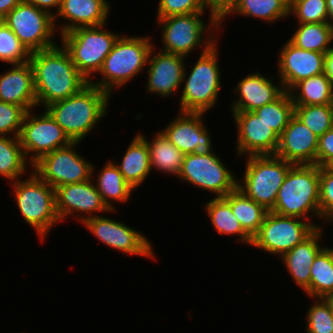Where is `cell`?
I'll list each match as a JSON object with an SVG mask.
<instances>
[{
    "label": "cell",
    "mask_w": 333,
    "mask_h": 333,
    "mask_svg": "<svg viewBox=\"0 0 333 333\" xmlns=\"http://www.w3.org/2000/svg\"><path fill=\"white\" fill-rule=\"evenodd\" d=\"M236 125V156L275 155L279 135L253 111H231Z\"/></svg>",
    "instance_id": "18"
},
{
    "label": "cell",
    "mask_w": 333,
    "mask_h": 333,
    "mask_svg": "<svg viewBox=\"0 0 333 333\" xmlns=\"http://www.w3.org/2000/svg\"><path fill=\"white\" fill-rule=\"evenodd\" d=\"M23 2H27L35 5L37 8L48 12L52 17H54L61 5V0H22ZM56 12H53V11Z\"/></svg>",
    "instance_id": "46"
},
{
    "label": "cell",
    "mask_w": 333,
    "mask_h": 333,
    "mask_svg": "<svg viewBox=\"0 0 333 333\" xmlns=\"http://www.w3.org/2000/svg\"><path fill=\"white\" fill-rule=\"evenodd\" d=\"M222 161L215 151L206 155L185 154L177 179L209 191L214 198H223L237 188L238 178Z\"/></svg>",
    "instance_id": "10"
},
{
    "label": "cell",
    "mask_w": 333,
    "mask_h": 333,
    "mask_svg": "<svg viewBox=\"0 0 333 333\" xmlns=\"http://www.w3.org/2000/svg\"><path fill=\"white\" fill-rule=\"evenodd\" d=\"M333 292V247L324 246L310 267V298H324Z\"/></svg>",
    "instance_id": "35"
},
{
    "label": "cell",
    "mask_w": 333,
    "mask_h": 333,
    "mask_svg": "<svg viewBox=\"0 0 333 333\" xmlns=\"http://www.w3.org/2000/svg\"><path fill=\"white\" fill-rule=\"evenodd\" d=\"M319 206L321 213L320 224L333 223V172L320 167V198Z\"/></svg>",
    "instance_id": "43"
},
{
    "label": "cell",
    "mask_w": 333,
    "mask_h": 333,
    "mask_svg": "<svg viewBox=\"0 0 333 333\" xmlns=\"http://www.w3.org/2000/svg\"><path fill=\"white\" fill-rule=\"evenodd\" d=\"M81 224L99 241L115 251L157 260L152 242L146 235L119 220L101 215L89 218Z\"/></svg>",
    "instance_id": "15"
},
{
    "label": "cell",
    "mask_w": 333,
    "mask_h": 333,
    "mask_svg": "<svg viewBox=\"0 0 333 333\" xmlns=\"http://www.w3.org/2000/svg\"><path fill=\"white\" fill-rule=\"evenodd\" d=\"M278 76L285 91H290L298 82L324 73L325 54L296 47L289 40L279 51Z\"/></svg>",
    "instance_id": "20"
},
{
    "label": "cell",
    "mask_w": 333,
    "mask_h": 333,
    "mask_svg": "<svg viewBox=\"0 0 333 333\" xmlns=\"http://www.w3.org/2000/svg\"><path fill=\"white\" fill-rule=\"evenodd\" d=\"M317 228L309 221L268 211L251 246L281 257L308 238Z\"/></svg>",
    "instance_id": "12"
},
{
    "label": "cell",
    "mask_w": 333,
    "mask_h": 333,
    "mask_svg": "<svg viewBox=\"0 0 333 333\" xmlns=\"http://www.w3.org/2000/svg\"><path fill=\"white\" fill-rule=\"evenodd\" d=\"M329 24L333 27V0H326Z\"/></svg>",
    "instance_id": "49"
},
{
    "label": "cell",
    "mask_w": 333,
    "mask_h": 333,
    "mask_svg": "<svg viewBox=\"0 0 333 333\" xmlns=\"http://www.w3.org/2000/svg\"><path fill=\"white\" fill-rule=\"evenodd\" d=\"M32 109L23 117L19 140L31 166L44 155L69 145L72 141L44 109L40 114Z\"/></svg>",
    "instance_id": "14"
},
{
    "label": "cell",
    "mask_w": 333,
    "mask_h": 333,
    "mask_svg": "<svg viewBox=\"0 0 333 333\" xmlns=\"http://www.w3.org/2000/svg\"><path fill=\"white\" fill-rule=\"evenodd\" d=\"M30 52L13 31L2 21L0 23V61L7 64L29 62Z\"/></svg>",
    "instance_id": "38"
},
{
    "label": "cell",
    "mask_w": 333,
    "mask_h": 333,
    "mask_svg": "<svg viewBox=\"0 0 333 333\" xmlns=\"http://www.w3.org/2000/svg\"><path fill=\"white\" fill-rule=\"evenodd\" d=\"M324 74L333 85V46L325 53Z\"/></svg>",
    "instance_id": "47"
},
{
    "label": "cell",
    "mask_w": 333,
    "mask_h": 333,
    "mask_svg": "<svg viewBox=\"0 0 333 333\" xmlns=\"http://www.w3.org/2000/svg\"><path fill=\"white\" fill-rule=\"evenodd\" d=\"M155 47L157 45L150 51L147 63L148 80L145 88L151 95L168 98L174 95L183 83L187 57L160 50L157 52Z\"/></svg>",
    "instance_id": "19"
},
{
    "label": "cell",
    "mask_w": 333,
    "mask_h": 333,
    "mask_svg": "<svg viewBox=\"0 0 333 333\" xmlns=\"http://www.w3.org/2000/svg\"><path fill=\"white\" fill-rule=\"evenodd\" d=\"M99 170L96 172L94 164L92 165V179L106 206L110 210H116L114 203L124 204L128 202L135 189L124 180L123 175L111 159Z\"/></svg>",
    "instance_id": "27"
},
{
    "label": "cell",
    "mask_w": 333,
    "mask_h": 333,
    "mask_svg": "<svg viewBox=\"0 0 333 333\" xmlns=\"http://www.w3.org/2000/svg\"><path fill=\"white\" fill-rule=\"evenodd\" d=\"M164 129L163 135L184 155L213 153L212 136L204 123V112H178Z\"/></svg>",
    "instance_id": "17"
},
{
    "label": "cell",
    "mask_w": 333,
    "mask_h": 333,
    "mask_svg": "<svg viewBox=\"0 0 333 333\" xmlns=\"http://www.w3.org/2000/svg\"><path fill=\"white\" fill-rule=\"evenodd\" d=\"M319 198L320 167L316 164L292 165L278 190L272 212L307 220L316 228L323 227L313 221V217L321 220Z\"/></svg>",
    "instance_id": "3"
},
{
    "label": "cell",
    "mask_w": 333,
    "mask_h": 333,
    "mask_svg": "<svg viewBox=\"0 0 333 333\" xmlns=\"http://www.w3.org/2000/svg\"><path fill=\"white\" fill-rule=\"evenodd\" d=\"M331 158H333V127L318 139L317 165L322 167Z\"/></svg>",
    "instance_id": "44"
},
{
    "label": "cell",
    "mask_w": 333,
    "mask_h": 333,
    "mask_svg": "<svg viewBox=\"0 0 333 333\" xmlns=\"http://www.w3.org/2000/svg\"><path fill=\"white\" fill-rule=\"evenodd\" d=\"M29 165V166H28ZM32 168L27 161L19 137L0 136V176L15 182Z\"/></svg>",
    "instance_id": "33"
},
{
    "label": "cell",
    "mask_w": 333,
    "mask_h": 333,
    "mask_svg": "<svg viewBox=\"0 0 333 333\" xmlns=\"http://www.w3.org/2000/svg\"><path fill=\"white\" fill-rule=\"evenodd\" d=\"M289 93L294 105L333 104V85L324 73L298 82Z\"/></svg>",
    "instance_id": "31"
},
{
    "label": "cell",
    "mask_w": 333,
    "mask_h": 333,
    "mask_svg": "<svg viewBox=\"0 0 333 333\" xmlns=\"http://www.w3.org/2000/svg\"><path fill=\"white\" fill-rule=\"evenodd\" d=\"M120 162L113 161L124 180L135 190L141 186L152 172L149 149L146 140L137 133L130 142Z\"/></svg>",
    "instance_id": "26"
},
{
    "label": "cell",
    "mask_w": 333,
    "mask_h": 333,
    "mask_svg": "<svg viewBox=\"0 0 333 333\" xmlns=\"http://www.w3.org/2000/svg\"><path fill=\"white\" fill-rule=\"evenodd\" d=\"M55 200L56 212L62 222L73 216L81 224L89 218L102 215L100 212L112 214L118 210H110L106 206L92 178L82 183L56 187Z\"/></svg>",
    "instance_id": "16"
},
{
    "label": "cell",
    "mask_w": 333,
    "mask_h": 333,
    "mask_svg": "<svg viewBox=\"0 0 333 333\" xmlns=\"http://www.w3.org/2000/svg\"><path fill=\"white\" fill-rule=\"evenodd\" d=\"M110 9L111 3L107 0H61L60 9L54 16L56 31L61 36L78 27L107 25ZM59 18L62 24L57 20ZM62 19L66 21L63 23Z\"/></svg>",
    "instance_id": "23"
},
{
    "label": "cell",
    "mask_w": 333,
    "mask_h": 333,
    "mask_svg": "<svg viewBox=\"0 0 333 333\" xmlns=\"http://www.w3.org/2000/svg\"><path fill=\"white\" fill-rule=\"evenodd\" d=\"M306 312V333H333V312L323 298H314Z\"/></svg>",
    "instance_id": "40"
},
{
    "label": "cell",
    "mask_w": 333,
    "mask_h": 333,
    "mask_svg": "<svg viewBox=\"0 0 333 333\" xmlns=\"http://www.w3.org/2000/svg\"><path fill=\"white\" fill-rule=\"evenodd\" d=\"M322 167L328 172H333V158L329 159Z\"/></svg>",
    "instance_id": "51"
},
{
    "label": "cell",
    "mask_w": 333,
    "mask_h": 333,
    "mask_svg": "<svg viewBox=\"0 0 333 333\" xmlns=\"http://www.w3.org/2000/svg\"><path fill=\"white\" fill-rule=\"evenodd\" d=\"M81 142L56 149L32 165V170L49 186L82 183L92 178V165L77 151Z\"/></svg>",
    "instance_id": "13"
},
{
    "label": "cell",
    "mask_w": 333,
    "mask_h": 333,
    "mask_svg": "<svg viewBox=\"0 0 333 333\" xmlns=\"http://www.w3.org/2000/svg\"><path fill=\"white\" fill-rule=\"evenodd\" d=\"M264 75L260 71H252L238 82L233 89L237 96L230 104L231 111H255L274 102L285 92L280 80L275 84L273 75L271 78Z\"/></svg>",
    "instance_id": "22"
},
{
    "label": "cell",
    "mask_w": 333,
    "mask_h": 333,
    "mask_svg": "<svg viewBox=\"0 0 333 333\" xmlns=\"http://www.w3.org/2000/svg\"><path fill=\"white\" fill-rule=\"evenodd\" d=\"M204 211L219 235H236L237 241L251 246L252 237L243 229L224 198H214L204 204Z\"/></svg>",
    "instance_id": "30"
},
{
    "label": "cell",
    "mask_w": 333,
    "mask_h": 333,
    "mask_svg": "<svg viewBox=\"0 0 333 333\" xmlns=\"http://www.w3.org/2000/svg\"><path fill=\"white\" fill-rule=\"evenodd\" d=\"M245 164L242 179H237V189L272 211L278 190L293 164L276 155L247 156Z\"/></svg>",
    "instance_id": "9"
},
{
    "label": "cell",
    "mask_w": 333,
    "mask_h": 333,
    "mask_svg": "<svg viewBox=\"0 0 333 333\" xmlns=\"http://www.w3.org/2000/svg\"><path fill=\"white\" fill-rule=\"evenodd\" d=\"M289 15L297 23L329 22L326 0H290Z\"/></svg>",
    "instance_id": "39"
},
{
    "label": "cell",
    "mask_w": 333,
    "mask_h": 333,
    "mask_svg": "<svg viewBox=\"0 0 333 333\" xmlns=\"http://www.w3.org/2000/svg\"><path fill=\"white\" fill-rule=\"evenodd\" d=\"M27 178L9 183L18 212L25 223L34 228L40 241L48 237L55 224L61 223L56 212L55 189L44 182L33 170Z\"/></svg>",
    "instance_id": "7"
},
{
    "label": "cell",
    "mask_w": 333,
    "mask_h": 333,
    "mask_svg": "<svg viewBox=\"0 0 333 333\" xmlns=\"http://www.w3.org/2000/svg\"><path fill=\"white\" fill-rule=\"evenodd\" d=\"M290 0H237L230 10L220 19L222 24L230 14H239L245 17L265 21L267 24L276 23L289 17Z\"/></svg>",
    "instance_id": "28"
},
{
    "label": "cell",
    "mask_w": 333,
    "mask_h": 333,
    "mask_svg": "<svg viewBox=\"0 0 333 333\" xmlns=\"http://www.w3.org/2000/svg\"><path fill=\"white\" fill-rule=\"evenodd\" d=\"M106 30V25L78 27L60 36L79 73L90 82L96 77L107 55L121 36ZM94 76V77H93Z\"/></svg>",
    "instance_id": "8"
},
{
    "label": "cell",
    "mask_w": 333,
    "mask_h": 333,
    "mask_svg": "<svg viewBox=\"0 0 333 333\" xmlns=\"http://www.w3.org/2000/svg\"><path fill=\"white\" fill-rule=\"evenodd\" d=\"M156 18H165L182 14L206 13L201 0H159Z\"/></svg>",
    "instance_id": "42"
},
{
    "label": "cell",
    "mask_w": 333,
    "mask_h": 333,
    "mask_svg": "<svg viewBox=\"0 0 333 333\" xmlns=\"http://www.w3.org/2000/svg\"><path fill=\"white\" fill-rule=\"evenodd\" d=\"M318 139L319 137L293 115L279 136L275 155L293 165H317Z\"/></svg>",
    "instance_id": "21"
},
{
    "label": "cell",
    "mask_w": 333,
    "mask_h": 333,
    "mask_svg": "<svg viewBox=\"0 0 333 333\" xmlns=\"http://www.w3.org/2000/svg\"><path fill=\"white\" fill-rule=\"evenodd\" d=\"M204 14H182L156 19V24L161 26L162 31L163 47L160 51L187 58L199 47L202 49L201 53L208 51L218 41L220 20L215 15L209 14V21L206 24L202 18Z\"/></svg>",
    "instance_id": "5"
},
{
    "label": "cell",
    "mask_w": 333,
    "mask_h": 333,
    "mask_svg": "<svg viewBox=\"0 0 333 333\" xmlns=\"http://www.w3.org/2000/svg\"><path fill=\"white\" fill-rule=\"evenodd\" d=\"M323 299L329 305V307L331 308V310L333 312V292H330L329 294H327Z\"/></svg>",
    "instance_id": "50"
},
{
    "label": "cell",
    "mask_w": 333,
    "mask_h": 333,
    "mask_svg": "<svg viewBox=\"0 0 333 333\" xmlns=\"http://www.w3.org/2000/svg\"><path fill=\"white\" fill-rule=\"evenodd\" d=\"M294 115L317 137L333 127V104L294 105Z\"/></svg>",
    "instance_id": "37"
},
{
    "label": "cell",
    "mask_w": 333,
    "mask_h": 333,
    "mask_svg": "<svg viewBox=\"0 0 333 333\" xmlns=\"http://www.w3.org/2000/svg\"><path fill=\"white\" fill-rule=\"evenodd\" d=\"M25 113L19 105L0 101V136L19 137Z\"/></svg>",
    "instance_id": "41"
},
{
    "label": "cell",
    "mask_w": 333,
    "mask_h": 333,
    "mask_svg": "<svg viewBox=\"0 0 333 333\" xmlns=\"http://www.w3.org/2000/svg\"><path fill=\"white\" fill-rule=\"evenodd\" d=\"M22 0H0V19H3Z\"/></svg>",
    "instance_id": "48"
},
{
    "label": "cell",
    "mask_w": 333,
    "mask_h": 333,
    "mask_svg": "<svg viewBox=\"0 0 333 333\" xmlns=\"http://www.w3.org/2000/svg\"><path fill=\"white\" fill-rule=\"evenodd\" d=\"M0 76V101L21 106L26 112L37 108L34 72L30 62L13 64Z\"/></svg>",
    "instance_id": "24"
},
{
    "label": "cell",
    "mask_w": 333,
    "mask_h": 333,
    "mask_svg": "<svg viewBox=\"0 0 333 333\" xmlns=\"http://www.w3.org/2000/svg\"><path fill=\"white\" fill-rule=\"evenodd\" d=\"M110 97L107 91L89 83L77 94L54 102L45 109L72 142H82L107 115Z\"/></svg>",
    "instance_id": "2"
},
{
    "label": "cell",
    "mask_w": 333,
    "mask_h": 333,
    "mask_svg": "<svg viewBox=\"0 0 333 333\" xmlns=\"http://www.w3.org/2000/svg\"><path fill=\"white\" fill-rule=\"evenodd\" d=\"M324 227L317 228L308 238L297 244L280 258L285 264L286 271L290 274L298 287L310 298V267L318 252L324 247Z\"/></svg>",
    "instance_id": "25"
},
{
    "label": "cell",
    "mask_w": 333,
    "mask_h": 333,
    "mask_svg": "<svg viewBox=\"0 0 333 333\" xmlns=\"http://www.w3.org/2000/svg\"><path fill=\"white\" fill-rule=\"evenodd\" d=\"M218 47L217 42L205 53H200L189 73L185 67L179 111L205 113L217 105L222 89Z\"/></svg>",
    "instance_id": "6"
},
{
    "label": "cell",
    "mask_w": 333,
    "mask_h": 333,
    "mask_svg": "<svg viewBox=\"0 0 333 333\" xmlns=\"http://www.w3.org/2000/svg\"><path fill=\"white\" fill-rule=\"evenodd\" d=\"M60 45V46H59ZM37 108L80 92L89 82L79 73L62 44L30 54Z\"/></svg>",
    "instance_id": "1"
},
{
    "label": "cell",
    "mask_w": 333,
    "mask_h": 333,
    "mask_svg": "<svg viewBox=\"0 0 333 333\" xmlns=\"http://www.w3.org/2000/svg\"><path fill=\"white\" fill-rule=\"evenodd\" d=\"M2 21L32 53L56 46L54 17L35 5L21 1Z\"/></svg>",
    "instance_id": "11"
},
{
    "label": "cell",
    "mask_w": 333,
    "mask_h": 333,
    "mask_svg": "<svg viewBox=\"0 0 333 333\" xmlns=\"http://www.w3.org/2000/svg\"><path fill=\"white\" fill-rule=\"evenodd\" d=\"M253 112L280 136L294 115V103L289 91H285L274 102L265 104Z\"/></svg>",
    "instance_id": "36"
},
{
    "label": "cell",
    "mask_w": 333,
    "mask_h": 333,
    "mask_svg": "<svg viewBox=\"0 0 333 333\" xmlns=\"http://www.w3.org/2000/svg\"><path fill=\"white\" fill-rule=\"evenodd\" d=\"M120 36L115 42L111 52L105 58L98 75L100 79L91 80L89 83L101 90L107 91L111 96L112 91L128 84L137 75L144 72L147 66L150 51L154 46L151 36Z\"/></svg>",
    "instance_id": "4"
},
{
    "label": "cell",
    "mask_w": 333,
    "mask_h": 333,
    "mask_svg": "<svg viewBox=\"0 0 333 333\" xmlns=\"http://www.w3.org/2000/svg\"><path fill=\"white\" fill-rule=\"evenodd\" d=\"M209 11L219 20L230 10L237 0H201Z\"/></svg>",
    "instance_id": "45"
},
{
    "label": "cell",
    "mask_w": 333,
    "mask_h": 333,
    "mask_svg": "<svg viewBox=\"0 0 333 333\" xmlns=\"http://www.w3.org/2000/svg\"><path fill=\"white\" fill-rule=\"evenodd\" d=\"M223 198L230 204L233 214L243 229L253 238L259 231L268 211L251 198L245 196L237 188Z\"/></svg>",
    "instance_id": "32"
},
{
    "label": "cell",
    "mask_w": 333,
    "mask_h": 333,
    "mask_svg": "<svg viewBox=\"0 0 333 333\" xmlns=\"http://www.w3.org/2000/svg\"><path fill=\"white\" fill-rule=\"evenodd\" d=\"M145 140L149 149L150 168L161 173L178 177L183 163L184 154L176 148L161 131H158L153 140L146 138L144 133L138 132Z\"/></svg>",
    "instance_id": "29"
},
{
    "label": "cell",
    "mask_w": 333,
    "mask_h": 333,
    "mask_svg": "<svg viewBox=\"0 0 333 333\" xmlns=\"http://www.w3.org/2000/svg\"><path fill=\"white\" fill-rule=\"evenodd\" d=\"M297 28L289 41L296 47L326 53L333 43V27L329 22L297 23Z\"/></svg>",
    "instance_id": "34"
}]
</instances>
